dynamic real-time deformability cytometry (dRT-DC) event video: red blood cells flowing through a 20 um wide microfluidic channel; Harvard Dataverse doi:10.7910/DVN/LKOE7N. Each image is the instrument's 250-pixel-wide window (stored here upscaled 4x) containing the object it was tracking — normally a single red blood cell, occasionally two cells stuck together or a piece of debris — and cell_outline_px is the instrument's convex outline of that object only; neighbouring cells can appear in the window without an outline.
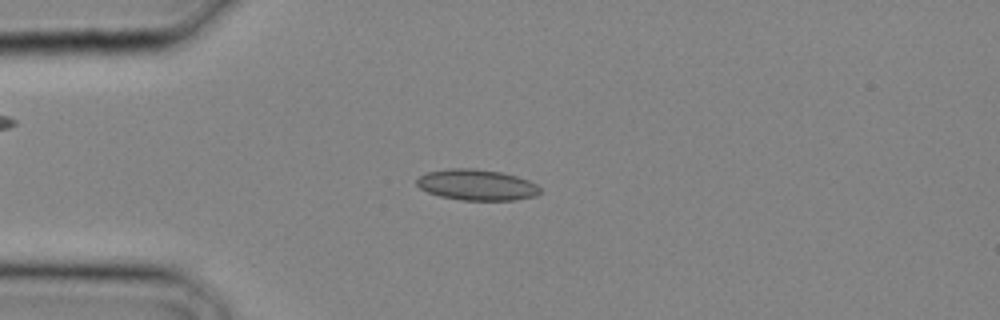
{"species": "common noctule bat (a hibernating species)", "species_latin": "Nyctalus noctula", "temperature_condition": "cold", "stored_images_in_passage": 29, "camera_frame_rate_fps": 3000, "um_per_image_px": 0.085, "animal": {"sex": "male", "body_mass_g": 20.4}, "frame": {"image": 1, "passage_image": 8, "time_ms": 2.333, "image_size_px": [1000, 320], "cell_outline_px": [[540, 192], [536, 196], [516, 200], [460, 200], [440, 196], [428, 192], [420, 188], [416, 184], [416, 180], [420, 176], [428, 172], [448, 168], [476, 168], [504, 172], [528, 180], [536, 184], [540, 188]], "centroid_in_image_um": [40.53, 15.71], "position_along_channel_um": 44.5, "area_um2": 22.37}}
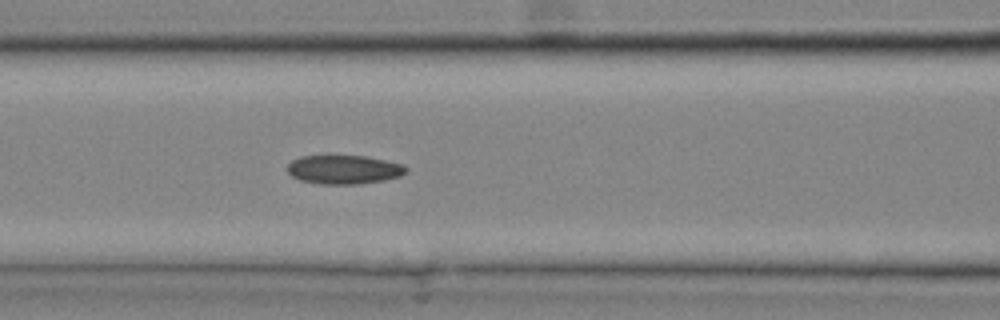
{"frame": {"image": 2, "passage_image": 13, "time_ms": 4.0, "image_size_px": [1000, 320], "cell_outline_px": [[408, 172], [400, 176], [384, 180], [356, 184], [320, 184], [300, 180], [292, 176], [288, 172], [288, 164], [292, 160], [300, 156], [324, 152], [328, 152], [364, 156], [404, 164], [408, 168]], "centroid_in_image_um": [29.19, 14.35], "position_along_channel_um": 137.4, "area_um2": 20.92}}
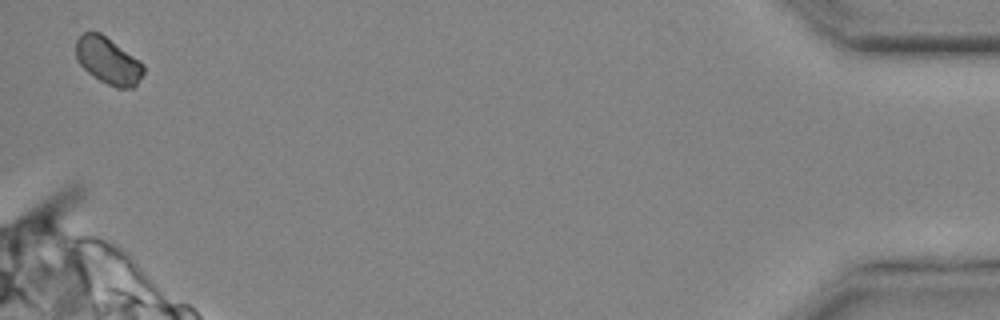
{"frame": {"image": 3, "passage_image": 29, "time_ms": 9.333, "image_size_px": [1000, 320], "cell_outline_px": [[144, 72], [136, 84], [132, 88], [116, 88], [100, 80], [88, 72], [76, 60], [76, 40], [84, 32], [100, 32], [140, 60], [144, 64]], "centroid_in_image_um": [9.2, 5.16], "position_along_channel_um": 426.0, "area_um2": 18.32}}